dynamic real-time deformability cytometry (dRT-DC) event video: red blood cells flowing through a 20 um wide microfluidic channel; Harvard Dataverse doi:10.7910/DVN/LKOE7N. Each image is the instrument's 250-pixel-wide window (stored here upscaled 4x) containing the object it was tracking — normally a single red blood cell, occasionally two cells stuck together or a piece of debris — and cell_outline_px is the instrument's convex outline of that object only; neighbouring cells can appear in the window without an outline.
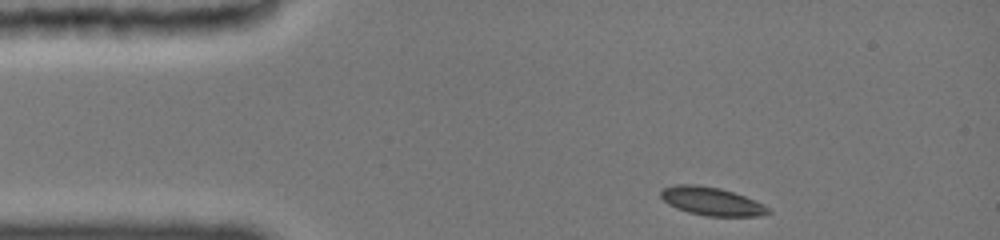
{"species": "common noctule bat (a hibernating species)", "species_latin": "Nyctalus noctula", "temperature_condition": "cold", "stored_images_in_passage": 37, "camera_frame_rate_fps": 3000, "um_per_image_px": 0.085, "animal": {"sex": "female", "body_mass_g": 19.0, "forearm_length_mm": 51.5}, "frame": {"image": 1, "passage_image": 1, "time_ms": 0.0, "image_size_px": [1000, 240], "cell_outline_px": [[772, 212], [760, 216], [704, 216], [688, 212], [676, 208], [668, 204], [660, 196], [660, 192], [664, 188], [676, 184], [696, 184], [720, 188], [744, 196], [764, 204]], "centroid_in_image_um": [60.48, 17.11], "position_along_channel_um": 24.5, "area_um2": 17.69}}
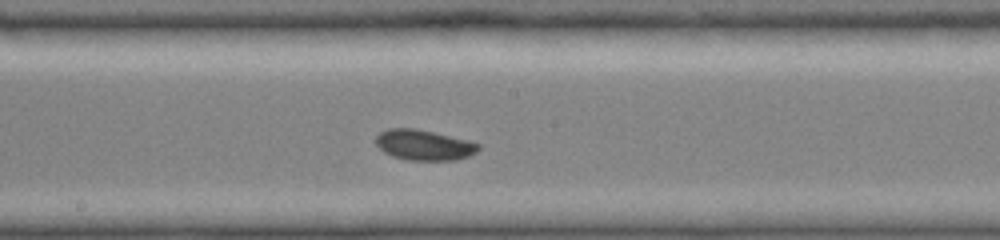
{"frame": {"image": 2, "passage_image": 20, "time_ms": 6.333, "image_size_px": [1000, 240], "cell_outline_px": [[480, 148], [476, 152], [468, 156], [456, 160], [408, 160], [392, 156], [384, 152], [376, 144], [376, 136], [380, 132], [388, 128], [412, 128], [432, 132], [480, 144]], "centroid_in_image_um": [36.0, 12.33], "position_along_channel_um": 212.2, "area_um2": 17.92}}
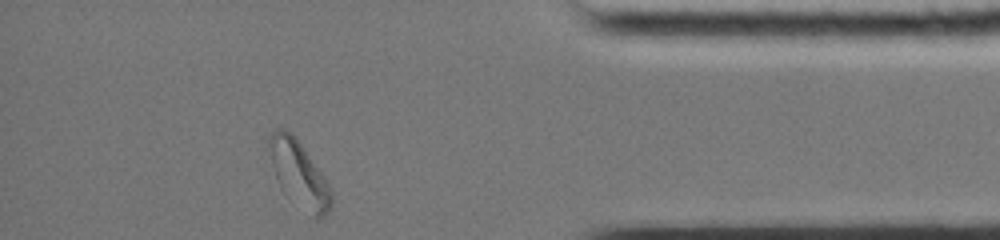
{"frame": {"image": 3, "passage_image": 37, "time_ms": 12.0, "image_size_px": [1000, 240], "cell_outline_px": [[332, 208], [328, 212], [316, 220], [284, 192], [280, 188], [272, 164], [268, 148], [268, 136], [276, 128], [284, 128], [292, 132], [296, 136], [324, 176], [332, 192]], "centroid_in_image_um": [25.41, 14.76], "position_along_channel_um": 409.8, "area_um2": 23.99}, "authors_computed_cell_mechanics": {"area_um2": 17.6868, "velocity_mm_per_s": 3.8425, "shape_relaxation_time_tau1_ms": 2.13, "shape_relaxation_time_tau2_ms": 4.3226, "deformation_change_tau1": 0.0921, "deformation_change_tau2": 0.081}}